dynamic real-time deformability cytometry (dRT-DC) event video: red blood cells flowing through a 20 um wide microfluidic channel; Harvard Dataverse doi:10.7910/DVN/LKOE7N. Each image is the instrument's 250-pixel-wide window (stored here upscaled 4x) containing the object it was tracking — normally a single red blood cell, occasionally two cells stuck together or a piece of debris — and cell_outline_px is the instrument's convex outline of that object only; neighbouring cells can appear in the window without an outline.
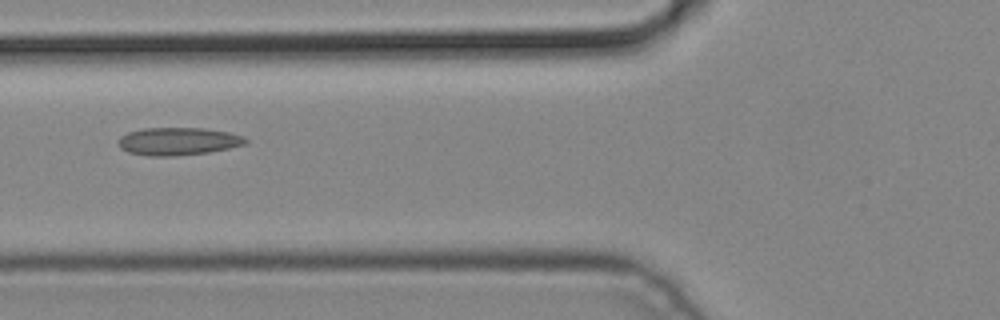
{"species": "common noctule bat (a hibernating species)", "species_latin": "Nyctalus noctula", "temperature_condition": "cold", "stored_images_in_passage": 5, "camera_frame_rate_fps": 3000, "um_per_image_px": 0.085, "animal": {"sex": "male", "body_mass_g": 19.2, "forearm_length_mm": 51.8}, "frame": {"image": 1, "passage_image": 5, "time_ms": 1.333, "image_size_px": [1000, 320], "cell_outline_px": [[248, 144], [208, 152], [176, 156], [148, 156], [128, 152], [120, 148], [116, 140], [120, 136], [128, 132], [144, 128], [204, 128], [228, 132], [244, 136], [248, 140]], "centroid_in_image_um": [15.12, 12.01], "position_along_channel_um": 110.7, "area_um2": 20.75}}